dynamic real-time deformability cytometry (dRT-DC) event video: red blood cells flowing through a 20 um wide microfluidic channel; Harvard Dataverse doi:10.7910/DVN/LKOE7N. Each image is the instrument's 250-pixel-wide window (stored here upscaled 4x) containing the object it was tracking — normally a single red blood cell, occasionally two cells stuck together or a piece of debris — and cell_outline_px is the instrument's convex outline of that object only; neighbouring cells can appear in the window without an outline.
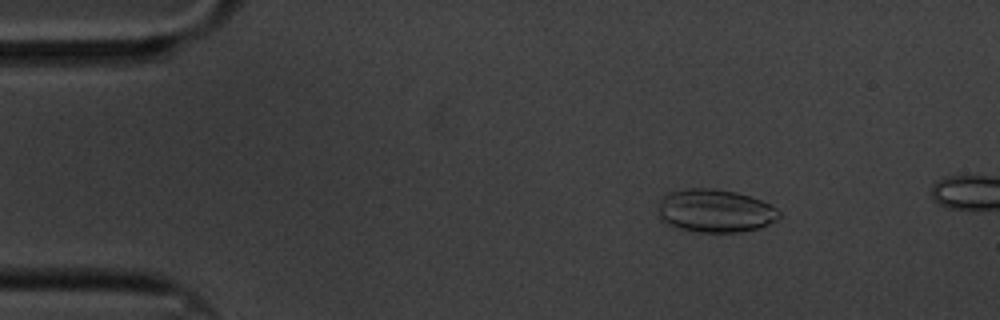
{"species": "common noctule bat (a hibernating species)", "species_latin": "Nyctalus noctula", "temperature_condition": "cold", "stored_images_in_passage": 15, "camera_frame_rate_fps": 3000, "um_per_image_px": 0.085, "animal": {"sex": "male", "body_mass_g": 20.1, "forearm_length_mm": 53.5}, "frame": {"image": 1, "passage_image": 9, "time_ms": 2.667, "image_size_px": [1000, 320], "cell_outline_px": [[780, 216], [776, 220], [768, 224], [756, 228], [740, 232], [696, 232], [680, 228], [668, 224], [660, 220], [660, 200], [668, 192], [688, 188], [712, 188], [736, 192], [760, 200], [776, 208], [780, 212]], "centroid_in_image_um": [60.78, 17.92], "position_along_channel_um": 24.2, "area_um2": 30.11}}